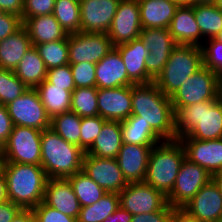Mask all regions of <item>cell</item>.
Segmentation results:
<instances>
[{"label":"cell","mask_w":222,"mask_h":222,"mask_svg":"<svg viewBox=\"0 0 222 222\" xmlns=\"http://www.w3.org/2000/svg\"><path fill=\"white\" fill-rule=\"evenodd\" d=\"M163 140H176L175 112L171 98L164 95L155 82L132 85V113Z\"/></svg>","instance_id":"6da1fadb"},{"label":"cell","mask_w":222,"mask_h":222,"mask_svg":"<svg viewBox=\"0 0 222 222\" xmlns=\"http://www.w3.org/2000/svg\"><path fill=\"white\" fill-rule=\"evenodd\" d=\"M176 139L222 138V98L191 104L175 112Z\"/></svg>","instance_id":"7a4b0ae2"},{"label":"cell","mask_w":222,"mask_h":222,"mask_svg":"<svg viewBox=\"0 0 222 222\" xmlns=\"http://www.w3.org/2000/svg\"><path fill=\"white\" fill-rule=\"evenodd\" d=\"M8 200L22 209H33L44 201L48 176L35 164L2 163Z\"/></svg>","instance_id":"3957f363"},{"label":"cell","mask_w":222,"mask_h":222,"mask_svg":"<svg viewBox=\"0 0 222 222\" xmlns=\"http://www.w3.org/2000/svg\"><path fill=\"white\" fill-rule=\"evenodd\" d=\"M85 152L53 129L42 130L41 167L49 179H67L82 170Z\"/></svg>","instance_id":"277c9868"},{"label":"cell","mask_w":222,"mask_h":222,"mask_svg":"<svg viewBox=\"0 0 222 222\" xmlns=\"http://www.w3.org/2000/svg\"><path fill=\"white\" fill-rule=\"evenodd\" d=\"M185 158L180 140H164L156 144L150 152L144 182L167 196L174 187Z\"/></svg>","instance_id":"5b68a950"},{"label":"cell","mask_w":222,"mask_h":222,"mask_svg":"<svg viewBox=\"0 0 222 222\" xmlns=\"http://www.w3.org/2000/svg\"><path fill=\"white\" fill-rule=\"evenodd\" d=\"M202 67L203 52L200 46L177 44L154 82L164 95L171 97Z\"/></svg>","instance_id":"8992f818"},{"label":"cell","mask_w":222,"mask_h":222,"mask_svg":"<svg viewBox=\"0 0 222 222\" xmlns=\"http://www.w3.org/2000/svg\"><path fill=\"white\" fill-rule=\"evenodd\" d=\"M220 91L221 79L209 68L203 66L170 97L174 112L184 106L219 99Z\"/></svg>","instance_id":"52a82bcc"},{"label":"cell","mask_w":222,"mask_h":222,"mask_svg":"<svg viewBox=\"0 0 222 222\" xmlns=\"http://www.w3.org/2000/svg\"><path fill=\"white\" fill-rule=\"evenodd\" d=\"M41 134L42 131L36 128L13 126L4 145L3 163L41 166Z\"/></svg>","instance_id":"ba28073f"},{"label":"cell","mask_w":222,"mask_h":222,"mask_svg":"<svg viewBox=\"0 0 222 222\" xmlns=\"http://www.w3.org/2000/svg\"><path fill=\"white\" fill-rule=\"evenodd\" d=\"M6 107L14 126L32 127L40 131L51 127V118L35 88H28Z\"/></svg>","instance_id":"9c48e42d"},{"label":"cell","mask_w":222,"mask_h":222,"mask_svg":"<svg viewBox=\"0 0 222 222\" xmlns=\"http://www.w3.org/2000/svg\"><path fill=\"white\" fill-rule=\"evenodd\" d=\"M210 180L212 176L203 167L185 158L174 187L166 196L167 203L173 208H182Z\"/></svg>","instance_id":"30bf717a"},{"label":"cell","mask_w":222,"mask_h":222,"mask_svg":"<svg viewBox=\"0 0 222 222\" xmlns=\"http://www.w3.org/2000/svg\"><path fill=\"white\" fill-rule=\"evenodd\" d=\"M118 194L120 207L132 215L156 212L167 204L166 196L144 181L128 183Z\"/></svg>","instance_id":"8fae6325"},{"label":"cell","mask_w":222,"mask_h":222,"mask_svg":"<svg viewBox=\"0 0 222 222\" xmlns=\"http://www.w3.org/2000/svg\"><path fill=\"white\" fill-rule=\"evenodd\" d=\"M69 64L98 63L113 48L107 33L77 32L68 34Z\"/></svg>","instance_id":"7c38bea8"},{"label":"cell","mask_w":222,"mask_h":222,"mask_svg":"<svg viewBox=\"0 0 222 222\" xmlns=\"http://www.w3.org/2000/svg\"><path fill=\"white\" fill-rule=\"evenodd\" d=\"M139 37L150 52L145 60L146 72L155 80L177 43L168 28H145L141 30Z\"/></svg>","instance_id":"4fadbf2b"},{"label":"cell","mask_w":222,"mask_h":222,"mask_svg":"<svg viewBox=\"0 0 222 222\" xmlns=\"http://www.w3.org/2000/svg\"><path fill=\"white\" fill-rule=\"evenodd\" d=\"M142 29L138 0H120L107 32L113 46L139 38Z\"/></svg>","instance_id":"5bb4252c"},{"label":"cell","mask_w":222,"mask_h":222,"mask_svg":"<svg viewBox=\"0 0 222 222\" xmlns=\"http://www.w3.org/2000/svg\"><path fill=\"white\" fill-rule=\"evenodd\" d=\"M82 171L108 193H119L128 185L116 158L84 155Z\"/></svg>","instance_id":"9a60e30c"},{"label":"cell","mask_w":222,"mask_h":222,"mask_svg":"<svg viewBox=\"0 0 222 222\" xmlns=\"http://www.w3.org/2000/svg\"><path fill=\"white\" fill-rule=\"evenodd\" d=\"M182 208L198 222H218L222 219V195L218 185L210 180Z\"/></svg>","instance_id":"2e32d148"},{"label":"cell","mask_w":222,"mask_h":222,"mask_svg":"<svg viewBox=\"0 0 222 222\" xmlns=\"http://www.w3.org/2000/svg\"><path fill=\"white\" fill-rule=\"evenodd\" d=\"M120 0H80L81 32L107 33Z\"/></svg>","instance_id":"e0dca14e"},{"label":"cell","mask_w":222,"mask_h":222,"mask_svg":"<svg viewBox=\"0 0 222 222\" xmlns=\"http://www.w3.org/2000/svg\"><path fill=\"white\" fill-rule=\"evenodd\" d=\"M98 115L105 120L124 121L132 113V86L98 89Z\"/></svg>","instance_id":"ac0fdd59"},{"label":"cell","mask_w":222,"mask_h":222,"mask_svg":"<svg viewBox=\"0 0 222 222\" xmlns=\"http://www.w3.org/2000/svg\"><path fill=\"white\" fill-rule=\"evenodd\" d=\"M186 158L203 167L211 176L222 171V138L215 140L179 139Z\"/></svg>","instance_id":"d6986e66"},{"label":"cell","mask_w":222,"mask_h":222,"mask_svg":"<svg viewBox=\"0 0 222 222\" xmlns=\"http://www.w3.org/2000/svg\"><path fill=\"white\" fill-rule=\"evenodd\" d=\"M154 146L123 144L116 160L127 183L143 182L150 152Z\"/></svg>","instance_id":"ffe728a7"},{"label":"cell","mask_w":222,"mask_h":222,"mask_svg":"<svg viewBox=\"0 0 222 222\" xmlns=\"http://www.w3.org/2000/svg\"><path fill=\"white\" fill-rule=\"evenodd\" d=\"M119 51L114 47L98 63H96V87L111 89L132 86Z\"/></svg>","instance_id":"44dd1931"},{"label":"cell","mask_w":222,"mask_h":222,"mask_svg":"<svg viewBox=\"0 0 222 222\" xmlns=\"http://www.w3.org/2000/svg\"><path fill=\"white\" fill-rule=\"evenodd\" d=\"M115 48L119 51L123 59L128 78L134 84H146L154 81L146 72L145 67V60L150 52L140 37L131 42L117 45Z\"/></svg>","instance_id":"7402d4cb"},{"label":"cell","mask_w":222,"mask_h":222,"mask_svg":"<svg viewBox=\"0 0 222 222\" xmlns=\"http://www.w3.org/2000/svg\"><path fill=\"white\" fill-rule=\"evenodd\" d=\"M168 30L177 44L202 46L205 39L194 15V5H179Z\"/></svg>","instance_id":"603a6c76"},{"label":"cell","mask_w":222,"mask_h":222,"mask_svg":"<svg viewBox=\"0 0 222 222\" xmlns=\"http://www.w3.org/2000/svg\"><path fill=\"white\" fill-rule=\"evenodd\" d=\"M44 202L73 218H78L81 205L68 179H48Z\"/></svg>","instance_id":"cb8c5ba5"},{"label":"cell","mask_w":222,"mask_h":222,"mask_svg":"<svg viewBox=\"0 0 222 222\" xmlns=\"http://www.w3.org/2000/svg\"><path fill=\"white\" fill-rule=\"evenodd\" d=\"M142 28H168L179 4L173 0H138Z\"/></svg>","instance_id":"d4e9b609"},{"label":"cell","mask_w":222,"mask_h":222,"mask_svg":"<svg viewBox=\"0 0 222 222\" xmlns=\"http://www.w3.org/2000/svg\"><path fill=\"white\" fill-rule=\"evenodd\" d=\"M23 27L27 30L32 45L58 41L68 36L53 14L27 18L23 21Z\"/></svg>","instance_id":"484cf974"},{"label":"cell","mask_w":222,"mask_h":222,"mask_svg":"<svg viewBox=\"0 0 222 222\" xmlns=\"http://www.w3.org/2000/svg\"><path fill=\"white\" fill-rule=\"evenodd\" d=\"M123 145L121 122L106 120L100 134L85 152L101 158H116Z\"/></svg>","instance_id":"4316f807"},{"label":"cell","mask_w":222,"mask_h":222,"mask_svg":"<svg viewBox=\"0 0 222 222\" xmlns=\"http://www.w3.org/2000/svg\"><path fill=\"white\" fill-rule=\"evenodd\" d=\"M33 47L27 30L22 27L15 34L0 41V69L12 70Z\"/></svg>","instance_id":"83f0119b"},{"label":"cell","mask_w":222,"mask_h":222,"mask_svg":"<svg viewBox=\"0 0 222 222\" xmlns=\"http://www.w3.org/2000/svg\"><path fill=\"white\" fill-rule=\"evenodd\" d=\"M44 105L48 116H54L71 111V92L65 87L55 86L46 79L35 88Z\"/></svg>","instance_id":"f1b7e54d"},{"label":"cell","mask_w":222,"mask_h":222,"mask_svg":"<svg viewBox=\"0 0 222 222\" xmlns=\"http://www.w3.org/2000/svg\"><path fill=\"white\" fill-rule=\"evenodd\" d=\"M14 74L28 88H36L46 79L47 68L34 46L20 60Z\"/></svg>","instance_id":"f546056e"},{"label":"cell","mask_w":222,"mask_h":222,"mask_svg":"<svg viewBox=\"0 0 222 222\" xmlns=\"http://www.w3.org/2000/svg\"><path fill=\"white\" fill-rule=\"evenodd\" d=\"M123 144L155 146L164 141L149 124L139 120V116L131 115L121 121Z\"/></svg>","instance_id":"4dcf8cb0"},{"label":"cell","mask_w":222,"mask_h":222,"mask_svg":"<svg viewBox=\"0 0 222 222\" xmlns=\"http://www.w3.org/2000/svg\"><path fill=\"white\" fill-rule=\"evenodd\" d=\"M194 15L205 40L216 38L222 32V10L213 3H195Z\"/></svg>","instance_id":"1f68e13d"},{"label":"cell","mask_w":222,"mask_h":222,"mask_svg":"<svg viewBox=\"0 0 222 222\" xmlns=\"http://www.w3.org/2000/svg\"><path fill=\"white\" fill-rule=\"evenodd\" d=\"M73 188L81 207L93 205L106 191L95 183L86 173L80 170L67 178Z\"/></svg>","instance_id":"d6a6232c"},{"label":"cell","mask_w":222,"mask_h":222,"mask_svg":"<svg viewBox=\"0 0 222 222\" xmlns=\"http://www.w3.org/2000/svg\"><path fill=\"white\" fill-rule=\"evenodd\" d=\"M120 207L119 194L106 192L94 203L81 207L77 222H103Z\"/></svg>","instance_id":"836d02e7"},{"label":"cell","mask_w":222,"mask_h":222,"mask_svg":"<svg viewBox=\"0 0 222 222\" xmlns=\"http://www.w3.org/2000/svg\"><path fill=\"white\" fill-rule=\"evenodd\" d=\"M52 14L67 34L81 32L80 0H56Z\"/></svg>","instance_id":"e575fe53"},{"label":"cell","mask_w":222,"mask_h":222,"mask_svg":"<svg viewBox=\"0 0 222 222\" xmlns=\"http://www.w3.org/2000/svg\"><path fill=\"white\" fill-rule=\"evenodd\" d=\"M47 70L69 64L68 36L65 39L33 45Z\"/></svg>","instance_id":"d590c367"},{"label":"cell","mask_w":222,"mask_h":222,"mask_svg":"<svg viewBox=\"0 0 222 222\" xmlns=\"http://www.w3.org/2000/svg\"><path fill=\"white\" fill-rule=\"evenodd\" d=\"M81 119L74 112H66L54 116L51 119V129H53L65 141L80 147Z\"/></svg>","instance_id":"8d00e7d4"},{"label":"cell","mask_w":222,"mask_h":222,"mask_svg":"<svg viewBox=\"0 0 222 222\" xmlns=\"http://www.w3.org/2000/svg\"><path fill=\"white\" fill-rule=\"evenodd\" d=\"M98 88L78 87L71 94V112L79 117H90L98 115Z\"/></svg>","instance_id":"74e56055"},{"label":"cell","mask_w":222,"mask_h":222,"mask_svg":"<svg viewBox=\"0 0 222 222\" xmlns=\"http://www.w3.org/2000/svg\"><path fill=\"white\" fill-rule=\"evenodd\" d=\"M28 87L12 70L0 69V104L6 106L21 96Z\"/></svg>","instance_id":"f35d334b"},{"label":"cell","mask_w":222,"mask_h":222,"mask_svg":"<svg viewBox=\"0 0 222 222\" xmlns=\"http://www.w3.org/2000/svg\"><path fill=\"white\" fill-rule=\"evenodd\" d=\"M205 42L201 46L203 66L209 68L222 79V42L216 38L207 39Z\"/></svg>","instance_id":"ab89813d"},{"label":"cell","mask_w":222,"mask_h":222,"mask_svg":"<svg viewBox=\"0 0 222 222\" xmlns=\"http://www.w3.org/2000/svg\"><path fill=\"white\" fill-rule=\"evenodd\" d=\"M106 120L99 115L82 117L80 148L86 152L100 134L101 128Z\"/></svg>","instance_id":"60d3db41"},{"label":"cell","mask_w":222,"mask_h":222,"mask_svg":"<svg viewBox=\"0 0 222 222\" xmlns=\"http://www.w3.org/2000/svg\"><path fill=\"white\" fill-rule=\"evenodd\" d=\"M75 87H96V64L80 62L70 64Z\"/></svg>","instance_id":"b9f144b4"},{"label":"cell","mask_w":222,"mask_h":222,"mask_svg":"<svg viewBox=\"0 0 222 222\" xmlns=\"http://www.w3.org/2000/svg\"><path fill=\"white\" fill-rule=\"evenodd\" d=\"M46 80L55 86L65 87L71 93L76 88L70 64L47 70Z\"/></svg>","instance_id":"7bdbcfd3"},{"label":"cell","mask_w":222,"mask_h":222,"mask_svg":"<svg viewBox=\"0 0 222 222\" xmlns=\"http://www.w3.org/2000/svg\"><path fill=\"white\" fill-rule=\"evenodd\" d=\"M37 222H77L76 218L70 217L48 206L44 201L32 209Z\"/></svg>","instance_id":"ee69618b"},{"label":"cell","mask_w":222,"mask_h":222,"mask_svg":"<svg viewBox=\"0 0 222 222\" xmlns=\"http://www.w3.org/2000/svg\"><path fill=\"white\" fill-rule=\"evenodd\" d=\"M56 0H24L22 21L35 16L52 14Z\"/></svg>","instance_id":"f6af8a7d"},{"label":"cell","mask_w":222,"mask_h":222,"mask_svg":"<svg viewBox=\"0 0 222 222\" xmlns=\"http://www.w3.org/2000/svg\"><path fill=\"white\" fill-rule=\"evenodd\" d=\"M23 27L22 18L16 14L3 13L0 15V41L15 34Z\"/></svg>","instance_id":"bcb514c9"},{"label":"cell","mask_w":222,"mask_h":222,"mask_svg":"<svg viewBox=\"0 0 222 222\" xmlns=\"http://www.w3.org/2000/svg\"><path fill=\"white\" fill-rule=\"evenodd\" d=\"M174 208L168 203L159 211L137 214L132 216L131 222H168L170 214Z\"/></svg>","instance_id":"7dc6e473"},{"label":"cell","mask_w":222,"mask_h":222,"mask_svg":"<svg viewBox=\"0 0 222 222\" xmlns=\"http://www.w3.org/2000/svg\"><path fill=\"white\" fill-rule=\"evenodd\" d=\"M7 107L0 104V142L5 145L13 129Z\"/></svg>","instance_id":"c3c4849f"},{"label":"cell","mask_w":222,"mask_h":222,"mask_svg":"<svg viewBox=\"0 0 222 222\" xmlns=\"http://www.w3.org/2000/svg\"><path fill=\"white\" fill-rule=\"evenodd\" d=\"M22 210L10 200L0 203V222H12L16 215Z\"/></svg>","instance_id":"681fc988"},{"label":"cell","mask_w":222,"mask_h":222,"mask_svg":"<svg viewBox=\"0 0 222 222\" xmlns=\"http://www.w3.org/2000/svg\"><path fill=\"white\" fill-rule=\"evenodd\" d=\"M24 0H0V8L4 13L16 14L22 18Z\"/></svg>","instance_id":"f907efd6"},{"label":"cell","mask_w":222,"mask_h":222,"mask_svg":"<svg viewBox=\"0 0 222 222\" xmlns=\"http://www.w3.org/2000/svg\"><path fill=\"white\" fill-rule=\"evenodd\" d=\"M168 222H198L189 215L183 208H174L170 214Z\"/></svg>","instance_id":"816d5d0a"},{"label":"cell","mask_w":222,"mask_h":222,"mask_svg":"<svg viewBox=\"0 0 222 222\" xmlns=\"http://www.w3.org/2000/svg\"><path fill=\"white\" fill-rule=\"evenodd\" d=\"M132 214L119 207L113 214L109 215L103 222H131Z\"/></svg>","instance_id":"f5cc1de1"},{"label":"cell","mask_w":222,"mask_h":222,"mask_svg":"<svg viewBox=\"0 0 222 222\" xmlns=\"http://www.w3.org/2000/svg\"><path fill=\"white\" fill-rule=\"evenodd\" d=\"M12 222H37L32 209H22Z\"/></svg>","instance_id":"db71d44e"},{"label":"cell","mask_w":222,"mask_h":222,"mask_svg":"<svg viewBox=\"0 0 222 222\" xmlns=\"http://www.w3.org/2000/svg\"><path fill=\"white\" fill-rule=\"evenodd\" d=\"M7 186H6V179L3 172L0 170V203L7 201Z\"/></svg>","instance_id":"11a10c76"},{"label":"cell","mask_w":222,"mask_h":222,"mask_svg":"<svg viewBox=\"0 0 222 222\" xmlns=\"http://www.w3.org/2000/svg\"><path fill=\"white\" fill-rule=\"evenodd\" d=\"M212 179L214 180V182L218 185L221 195H222V171H219L217 173H215L212 176Z\"/></svg>","instance_id":"9f6ffc18"},{"label":"cell","mask_w":222,"mask_h":222,"mask_svg":"<svg viewBox=\"0 0 222 222\" xmlns=\"http://www.w3.org/2000/svg\"><path fill=\"white\" fill-rule=\"evenodd\" d=\"M4 161V145L0 142V164Z\"/></svg>","instance_id":"6f0895ef"},{"label":"cell","mask_w":222,"mask_h":222,"mask_svg":"<svg viewBox=\"0 0 222 222\" xmlns=\"http://www.w3.org/2000/svg\"><path fill=\"white\" fill-rule=\"evenodd\" d=\"M176 1L179 5H192V0H173Z\"/></svg>","instance_id":"680465c9"},{"label":"cell","mask_w":222,"mask_h":222,"mask_svg":"<svg viewBox=\"0 0 222 222\" xmlns=\"http://www.w3.org/2000/svg\"><path fill=\"white\" fill-rule=\"evenodd\" d=\"M215 0H192V5L195 3H214Z\"/></svg>","instance_id":"91938a15"},{"label":"cell","mask_w":222,"mask_h":222,"mask_svg":"<svg viewBox=\"0 0 222 222\" xmlns=\"http://www.w3.org/2000/svg\"><path fill=\"white\" fill-rule=\"evenodd\" d=\"M213 4L222 10V0H215Z\"/></svg>","instance_id":"94428289"},{"label":"cell","mask_w":222,"mask_h":222,"mask_svg":"<svg viewBox=\"0 0 222 222\" xmlns=\"http://www.w3.org/2000/svg\"><path fill=\"white\" fill-rule=\"evenodd\" d=\"M216 39L222 42V32L216 37Z\"/></svg>","instance_id":"6125c7cd"},{"label":"cell","mask_w":222,"mask_h":222,"mask_svg":"<svg viewBox=\"0 0 222 222\" xmlns=\"http://www.w3.org/2000/svg\"><path fill=\"white\" fill-rule=\"evenodd\" d=\"M220 95H221V98H222V79H221V91H220Z\"/></svg>","instance_id":"be15d7a7"},{"label":"cell","mask_w":222,"mask_h":222,"mask_svg":"<svg viewBox=\"0 0 222 222\" xmlns=\"http://www.w3.org/2000/svg\"><path fill=\"white\" fill-rule=\"evenodd\" d=\"M4 13V11L0 8V15H2Z\"/></svg>","instance_id":"e7e4bbea"}]
</instances>
